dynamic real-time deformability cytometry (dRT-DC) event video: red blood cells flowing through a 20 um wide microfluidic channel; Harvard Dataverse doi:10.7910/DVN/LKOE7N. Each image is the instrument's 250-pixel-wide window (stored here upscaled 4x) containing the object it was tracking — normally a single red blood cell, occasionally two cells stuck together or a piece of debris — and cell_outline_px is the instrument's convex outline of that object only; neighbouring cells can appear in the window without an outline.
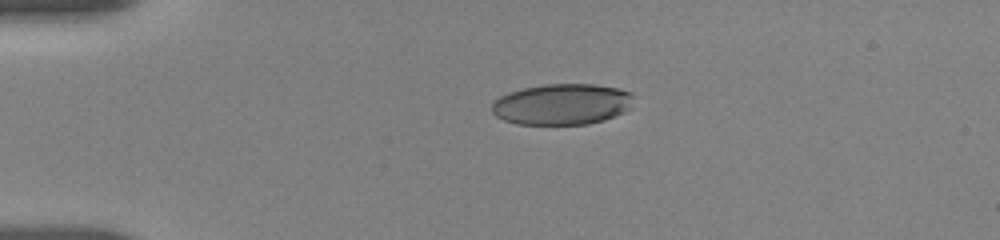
{"species": "human", "species_latin": "Homo sapiens", "temperature_condition": "room temperature", "stored_images_in_passage": 26, "camera_frame_rate_fps": 3000, "um_per_image_px": 0.085, "donor": {"sex": "female"}, "frame": {"image": 1, "passage_image": 1, "time_ms": 0.0, "image_size_px": [1000, 240], "cell_outline_px": [[632, 96], [628, 108], [624, 112], [604, 120], [588, 124], [516, 124], [504, 120], [496, 116], [492, 112], [492, 104], [500, 96], [508, 92], [520, 88], [544, 84], [592, 84], [616, 88], [632, 92]], "centroid_in_image_um": [47.73, 8.86], "position_along_channel_um": 37.3, "area_um2": 33.81}}
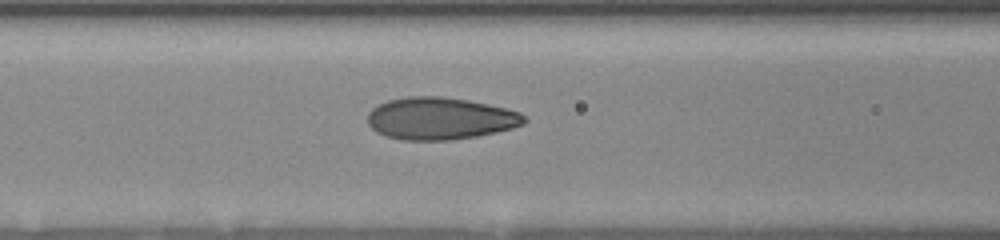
{"frame": {"image": 2, "passage_image": 17, "time_ms": 3.667, "image_size_px": [1000, 240], "cell_outline_px": [[528, 120], [524, 124], [512, 128], [496, 132], [476, 136], [448, 140], [400, 140], [384, 136], [376, 132], [368, 124], [368, 112], [372, 108], [388, 100], [408, 96], [440, 96], [468, 100], [508, 108], [520, 112]], "centroid_in_image_um": [37.41, 10.07], "position_along_channel_um": 129.2, "area_um2": 38.73}}
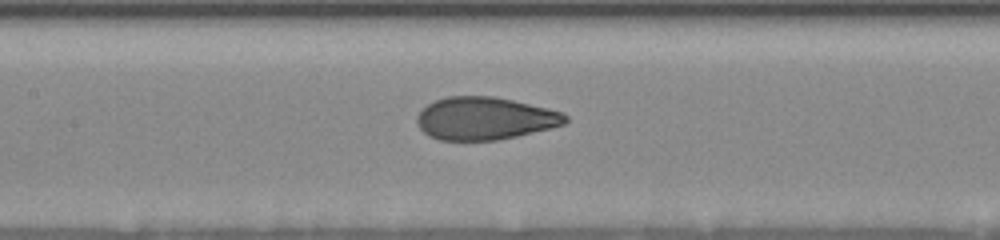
{"frame": {"image": 3, "passage_image": 22, "time_ms": 4.667, "image_size_px": [1000, 240], "cell_outline_px": [[568, 120], [564, 124], [516, 136], [496, 140], [440, 140], [428, 136], [420, 128], [416, 120], [416, 116], [420, 108], [436, 100], [448, 96], [496, 96], [548, 108], [564, 112], [568, 116]], "centroid_in_image_um": [41.18, 10.05], "position_along_channel_um": 166.2, "area_um2": 36.99}}